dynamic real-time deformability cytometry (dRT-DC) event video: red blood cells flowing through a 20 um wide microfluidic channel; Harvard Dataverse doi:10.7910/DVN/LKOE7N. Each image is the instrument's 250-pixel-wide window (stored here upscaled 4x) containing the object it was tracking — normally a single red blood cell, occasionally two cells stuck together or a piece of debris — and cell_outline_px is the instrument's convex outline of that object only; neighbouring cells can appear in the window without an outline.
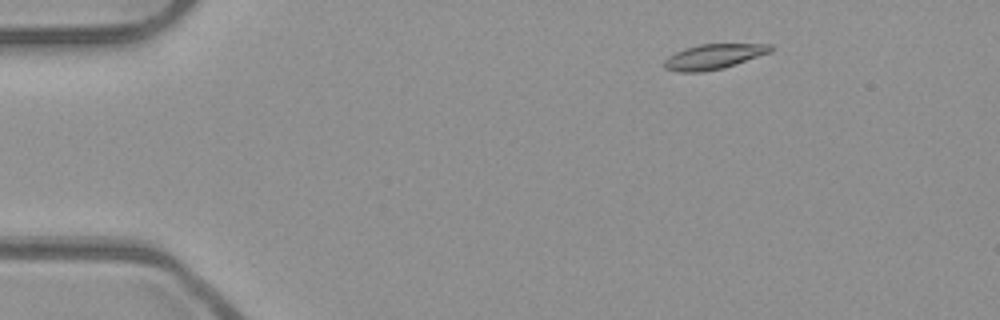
{"species": "common noctule bat (a hibernating species)", "species_latin": "Nyctalus noctula", "temperature_condition": "room temperature", "stored_images_in_passage": 33, "camera_frame_rate_fps": 3000, "um_per_image_px": 0.085, "animal": {"sex": "male", "body_mass_g": 23.1, "forearm_length_mm": 52.7}, "frame": {"image": 1, "passage_image": 5, "time_ms": 1.333, "image_size_px": [1000, 320], "cell_outline_px": [[776, 48], [772, 52], [724, 68], [700, 72], [676, 72], [664, 68], [664, 60], [668, 56], [684, 48], [700, 44], [772, 44]], "centroid_in_image_um": [60.69, 4.81], "position_along_channel_um": 24.3, "area_um2": 15.72}}
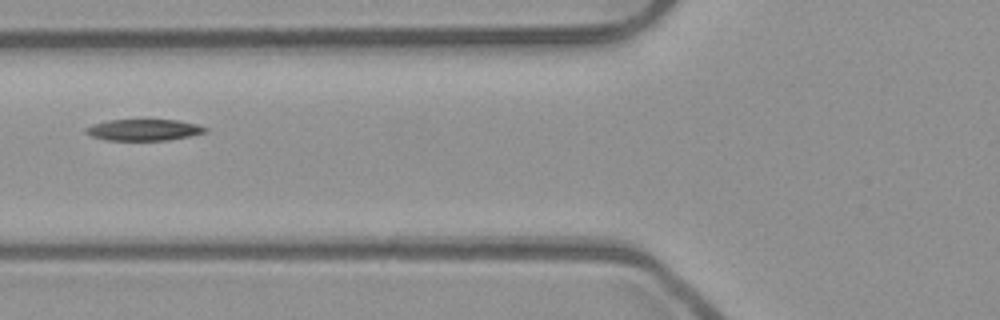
{"frame": {"image": 2, "passage_image": 18, "time_ms": 5.667, "image_size_px": [1000, 320], "cell_outline_px": [[208, 132], [168, 140], [104, 140], [92, 136], [84, 132], [84, 128], [92, 124], [108, 120], [144, 116], [176, 120], [196, 124], [208, 128]], "centroid_in_image_um": [12.19, 10.98], "position_along_channel_um": 113.6, "area_um2": 15.84}}
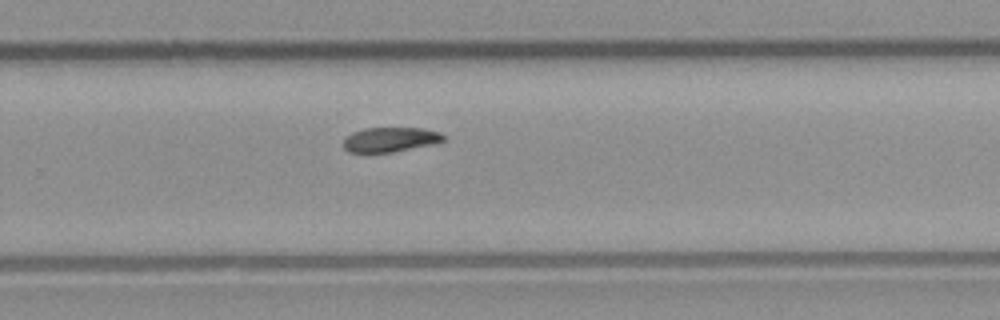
{"frame": {"image": 3, "passage_image": 32, "time_ms": 10.333, "image_size_px": [1000, 320], "cell_outline_px": [[444, 140], [432, 144], [392, 152], [348, 152], [344, 148], [344, 136], [352, 132], [364, 128], [424, 128], [440, 132], [444, 136]], "centroid_in_image_um": [33.14, 11.85], "position_along_channel_um": 296.7, "area_um2": 14.33}}